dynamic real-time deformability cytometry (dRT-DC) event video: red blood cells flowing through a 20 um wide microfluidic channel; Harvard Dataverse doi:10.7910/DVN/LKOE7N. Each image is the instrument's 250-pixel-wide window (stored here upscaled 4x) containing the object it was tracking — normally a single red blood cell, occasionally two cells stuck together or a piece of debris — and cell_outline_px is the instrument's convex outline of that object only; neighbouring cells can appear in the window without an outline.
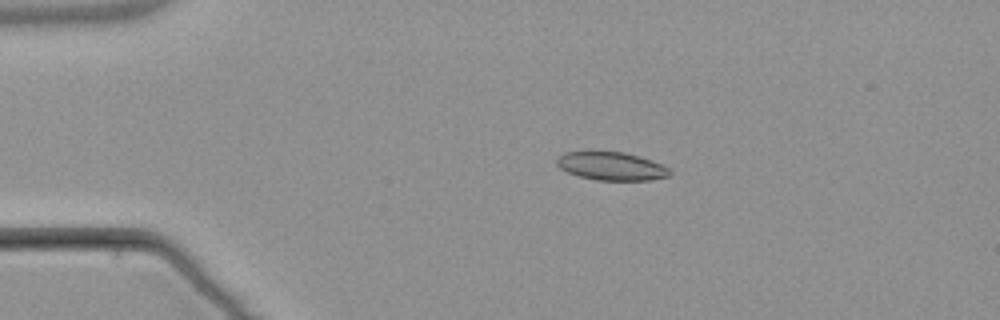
{"species": "common noctule bat (a hibernating species)", "species_latin": "Nyctalus noctula", "temperature_condition": "warm", "stored_images_in_passage": 6, "camera_frame_rate_fps": 3000, "um_per_image_px": 0.085, "animal": {"sex": "male", "body_mass_g": 21.5, "forearm_length_mm": 52.0}, "frame": {"image": 1, "passage_image": 4, "time_ms": 3.667, "image_size_px": [1000, 320], "cell_outline_px": [[672, 172], [668, 176], [652, 180], [596, 180], [580, 176], [568, 172], [560, 168], [556, 164], [556, 156], [564, 152], [592, 148], [624, 152], [640, 156], [652, 160], [668, 168]], "centroid_in_image_um": [51.89, 14.06], "position_along_channel_um": 33.1, "area_um2": 19.42}}
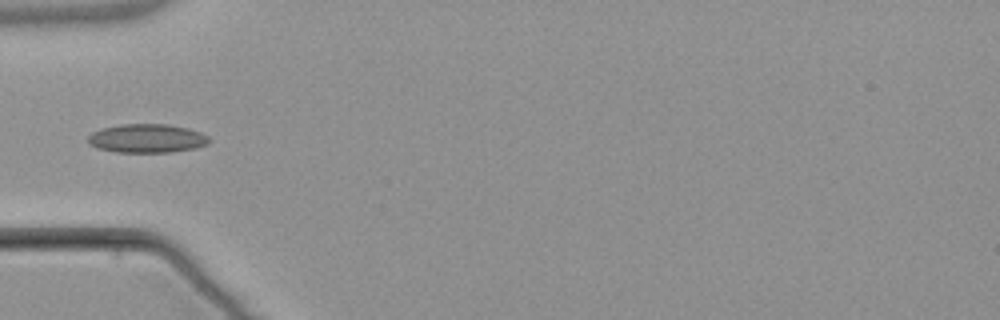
{"frame": {"image": 2, "passage_image": 6, "time_ms": 6.0, "image_size_px": [1000, 320], "cell_outline_px": [[212, 140], [208, 144], [196, 148], [172, 152], [116, 152], [96, 148], [88, 144], [88, 136], [92, 132], [100, 128], [120, 124], [168, 124], [188, 128], [200, 132], [208, 136]], "centroid_in_image_um": [12.49, 11.76], "position_along_channel_um": 72.5, "area_um2": 20.58}}